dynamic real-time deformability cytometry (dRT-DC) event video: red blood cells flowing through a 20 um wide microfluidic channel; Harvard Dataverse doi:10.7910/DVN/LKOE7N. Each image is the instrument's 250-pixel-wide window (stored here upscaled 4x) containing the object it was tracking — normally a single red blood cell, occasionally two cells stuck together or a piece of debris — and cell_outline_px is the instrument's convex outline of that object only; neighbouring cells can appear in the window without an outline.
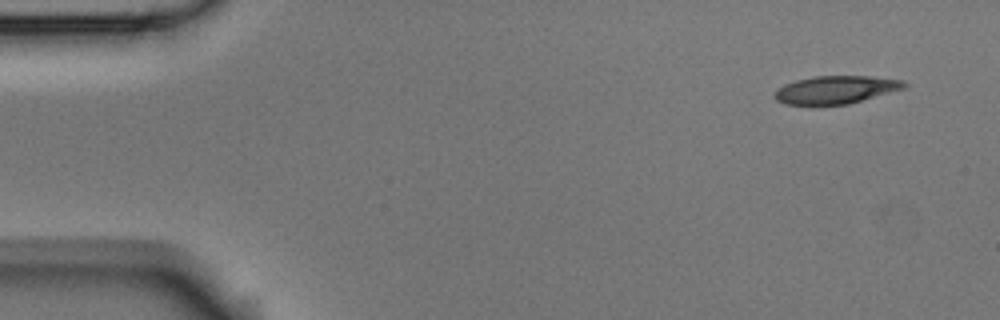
{"species": "Egyptian fruit bat (a non-hibernating species)", "species_latin": "Rousettus aegyptiacus", "temperature_condition": "room temperature", "stored_images_in_passage": 50, "camera_frame_rate_fps": 3000, "um_per_image_px": 0.085, "animal": {"sex": "male"}, "frame": {"image": 1, "passage_image": 1, "time_ms": 0.0, "image_size_px": [1000, 320], "cell_outline_px": [[908, 88], [848, 104], [784, 104], [776, 100], [772, 96], [784, 84], [796, 80], [816, 76], [868, 76], [904, 80], [908, 84]], "centroid_in_image_um": [71.11, 7.62], "position_along_channel_um": 13.9, "area_um2": 21.04}}
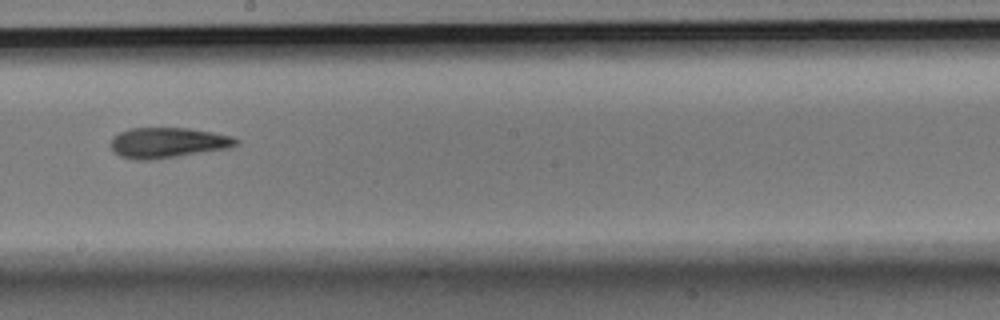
{"frame": {"image": 2, "passage_image": 27, "time_ms": 8.667, "image_size_px": [1000, 320], "cell_outline_px": [[240, 140], [232, 148], [148, 160], [136, 160], [120, 156], [112, 148], [112, 136], [128, 128], [188, 128], [212, 132], [232, 136]], "centroid_in_image_um": [14.28, 12.12], "position_along_channel_um": 233.9, "area_um2": 22.08}}
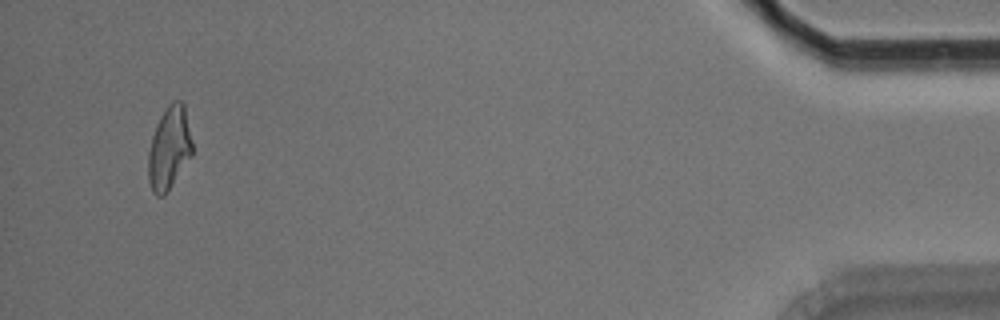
{"frame": {"image": 3, "passage_image": 48, "time_ms": 15.667, "image_size_px": [1000, 320], "cell_outline_px": [[192, 156], [168, 192], [164, 196], [156, 196], [152, 192], [148, 180], [148, 152], [152, 136], [156, 124], [160, 116], [168, 104], [172, 100], [180, 100], [184, 104], [192, 140]], "centroid_in_image_um": [14.38, 12.61], "position_along_channel_um": 420.8, "area_um2": 21.62}, "authors_computed_cell_mechanics": {"area_um2": 21.7328, "velocity_mm_per_s": 3.7774, "shape_relaxation_time_tau1_ms": 6.4032, "shape_relaxation_time_tau2_ms": 2.4659, "deformation_change_tau1": 0.1936, "deformation_change_tau2": 0.1134}}